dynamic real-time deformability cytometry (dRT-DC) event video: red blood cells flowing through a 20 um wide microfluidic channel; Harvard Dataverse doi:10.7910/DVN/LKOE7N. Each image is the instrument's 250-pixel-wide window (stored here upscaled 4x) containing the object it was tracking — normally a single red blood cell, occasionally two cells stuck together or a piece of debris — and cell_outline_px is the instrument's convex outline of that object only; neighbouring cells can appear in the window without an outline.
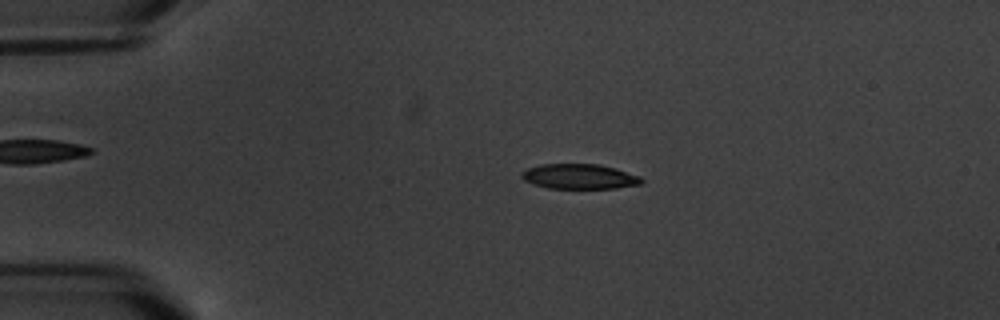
{"species": "common noctule bat (a hibernating species)", "species_latin": "Nyctalus noctula", "temperature_condition": "warm", "stored_images_in_passage": 17, "camera_frame_rate_fps": 3000, "um_per_image_px": 0.085, "animal": {"sex": "male", "body_mass_g": 20.1, "forearm_length_mm": 53.5}, "frame": {"image": 1, "passage_image": 4, "time_ms": 3.333, "image_size_px": [1000, 320], "cell_outline_px": [[644, 180], [640, 184], [616, 188], [548, 188], [532, 184], [524, 180], [520, 176], [520, 172], [528, 168], [540, 164], [600, 164], [616, 168], [640, 176]], "centroid_in_image_um": [49.23, 15.0], "position_along_channel_um": 35.8, "area_um2": 17.57}}
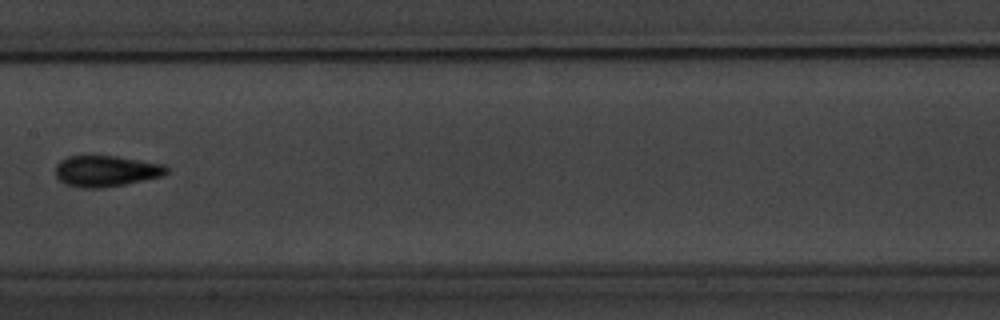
{"frame": {"image": 2, "passage_image": 9, "time_ms": 9.333, "image_size_px": [1000, 320], "cell_outline_px": [[168, 172], [164, 176], [124, 184], [100, 188], [80, 188], [64, 184], [56, 176], [56, 164], [60, 160], [68, 156], [116, 156], [164, 164], [168, 168]], "centroid_in_image_um": [9.01, 14.54], "position_along_channel_um": 198.4, "area_um2": 20.17}}
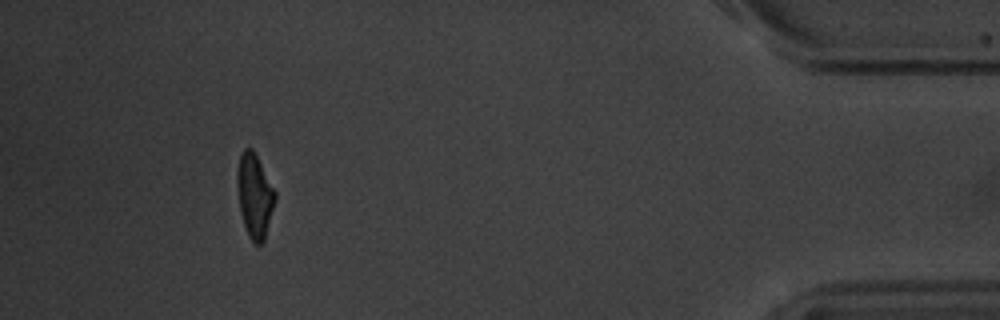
{"frame": {"image": 3, "passage_image": 16, "time_ms": 17.333, "image_size_px": [1000, 320], "cell_outline_px": [[276, 200], [264, 240], [260, 244], [256, 244], [248, 236], [240, 212], [236, 184], [236, 172], [240, 156], [244, 148], [252, 148], [276, 192]], "centroid_in_image_um": [21.63, 16.63], "position_along_channel_um": 413.6, "area_um2": 18.5}, "authors_computed_cell_mechanics": {"area_um2": 18.5538, "velocity_mm_per_s": 3.4165, "shape_relaxation_time_tau1_ms": 5.4074, "shape_relaxation_time_tau2_ms": 1.0328, "deformation_change_tau1": 0.1521, "deformation_change_tau2": 0.042}}